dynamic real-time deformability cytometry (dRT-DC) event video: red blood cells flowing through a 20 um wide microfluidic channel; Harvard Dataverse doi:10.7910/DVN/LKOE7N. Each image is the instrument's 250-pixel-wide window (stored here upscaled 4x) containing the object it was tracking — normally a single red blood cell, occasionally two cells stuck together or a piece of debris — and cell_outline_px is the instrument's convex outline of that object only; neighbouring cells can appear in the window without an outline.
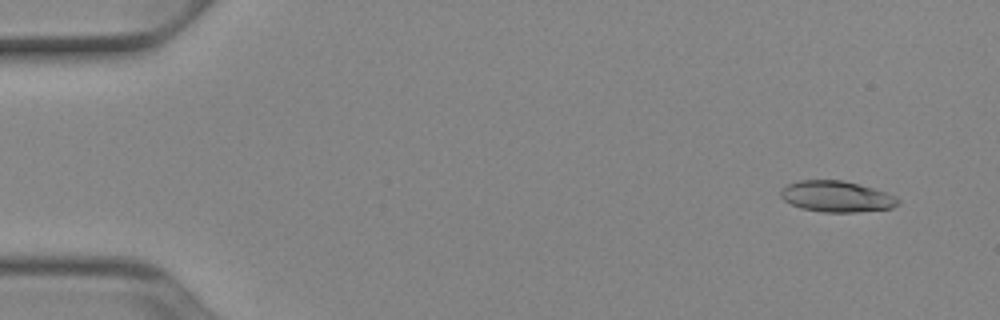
{"species": "Egyptian fruit bat (a non-hibernating species)", "species_latin": "Rousettus aegyptiacus", "temperature_condition": "cold", "stored_images_in_passage": 52, "camera_frame_rate_fps": 3000, "um_per_image_px": 0.085, "animal": {"sex": "female"}, "frame": {"image": 1, "passage_image": 4, "time_ms": 1.0, "image_size_px": [1000, 320], "cell_outline_px": [[900, 204], [892, 208], [860, 212], [824, 212], [800, 208], [784, 200], [780, 196], [780, 192], [788, 184], [800, 180], [844, 180], [872, 188], [896, 196], [900, 200]], "centroid_in_image_um": [71.13, 16.71], "position_along_channel_um": 13.9, "area_um2": 21.21}}
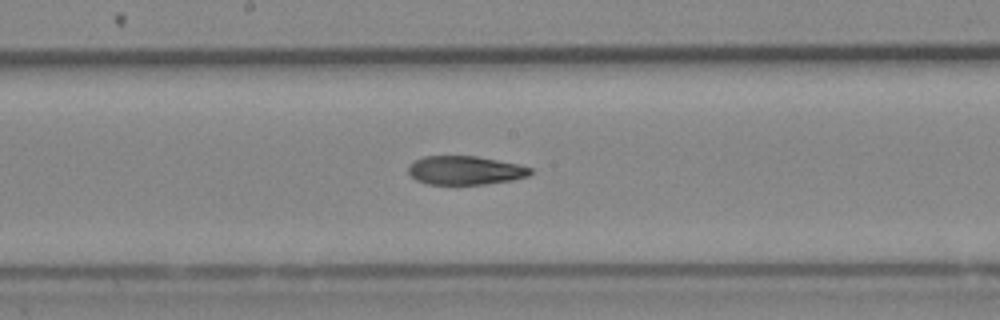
{"frame": {"image": 2, "passage_image": 28, "time_ms": 9.0, "image_size_px": [1000, 320], "cell_outline_px": [[532, 172], [528, 176], [512, 180], [484, 184], [428, 184], [416, 180], [408, 172], [408, 168], [416, 160], [424, 156], [476, 156], [520, 164], [532, 168]], "centroid_in_image_um": [39.57, 14.48], "position_along_channel_um": 208.6, "area_um2": 20.35}}
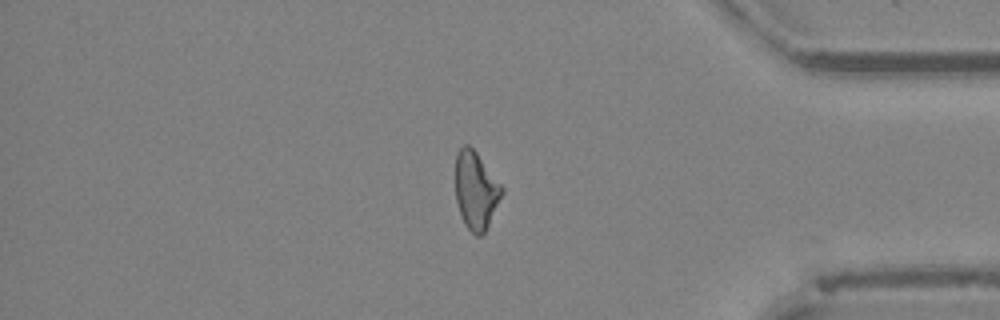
{"frame": {"image": 3, "passage_image": 44, "time_ms": 14.333, "image_size_px": [1000, 320], "cell_outline_px": [[504, 192], [484, 232], [480, 236], [476, 236], [464, 224], [456, 200], [456, 152], [464, 144], [468, 144], [476, 152], [504, 188]], "centroid_in_image_um": [40.45, 16.17], "position_along_channel_um": 394.8, "area_um2": 20.75}, "authors_computed_cell_mechanics": {"area_um2": 21.3571, "velocity_mm_per_s": 3.939, "shape_relaxation_time_tau1_ms": 3.6344, "shape_relaxation_time_tau2_ms": 4.3524, "deformation_change_tau1": 0.1501, "deformation_change_tau2": 0.1372}}